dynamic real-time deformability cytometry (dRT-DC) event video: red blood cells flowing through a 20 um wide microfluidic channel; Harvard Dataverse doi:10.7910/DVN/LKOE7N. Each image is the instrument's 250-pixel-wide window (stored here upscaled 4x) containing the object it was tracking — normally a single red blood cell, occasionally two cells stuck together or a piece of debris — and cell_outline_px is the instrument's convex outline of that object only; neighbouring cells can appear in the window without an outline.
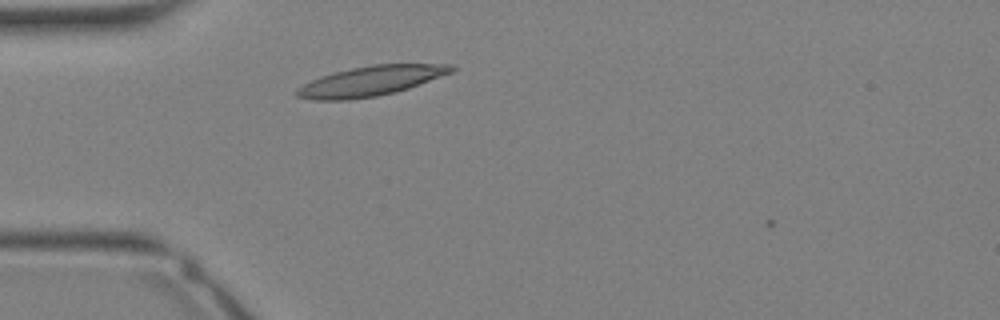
{"species": "Egyptian fruit bat (a non-hibernating species)", "species_latin": "Rousettus aegyptiacus", "temperature_condition": "warm", "stored_images_in_passage": 3, "camera_frame_rate_fps": 3000, "um_per_image_px": 0.085, "animal": {"sex": "female"}, "frame": {"image": 1, "passage_image": 2, "time_ms": 0.333, "image_size_px": [1000, 320], "cell_outline_px": [[456, 68], [452, 72], [408, 88], [396, 92], [376, 96], [348, 100], [312, 100], [296, 96], [296, 88], [312, 80], [336, 72], [352, 68], [376, 64], [452, 64]], "centroid_in_image_um": [31.52, 6.89], "position_along_channel_um": 53.5, "area_um2": 26.53}}